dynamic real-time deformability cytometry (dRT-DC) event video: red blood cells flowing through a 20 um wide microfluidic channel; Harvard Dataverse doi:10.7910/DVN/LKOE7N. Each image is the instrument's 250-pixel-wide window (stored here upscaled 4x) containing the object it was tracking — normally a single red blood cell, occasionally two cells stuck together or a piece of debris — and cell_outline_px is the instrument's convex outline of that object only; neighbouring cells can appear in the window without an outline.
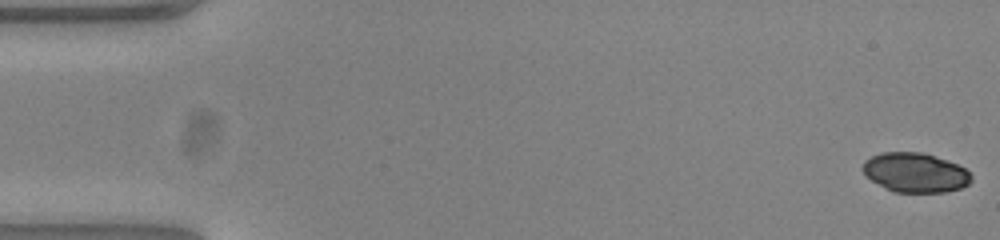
{"species": "common noctule bat (a hibernating species)", "species_latin": "Nyctalus noctula", "temperature_condition": "warm", "stored_images_in_passage": 53, "camera_frame_rate_fps": 3000, "um_per_image_px": 0.085, "animal": {"sex": "female", "body_mass_g": 23.0, "forearm_length_mm": 53.4}, "frame": {"image": 1, "passage_image": 1, "time_ms": 0.0, "image_size_px": [1000, 240], "cell_outline_px": [[972, 180], [968, 184], [960, 188], [944, 192], [892, 192], [884, 188], [864, 176], [860, 168], [864, 160], [880, 152], [920, 152], [956, 164], [964, 168], [972, 176]], "centroid_in_image_um": [77.72, 14.68], "position_along_channel_um": 7.3, "area_um2": 25.03}}
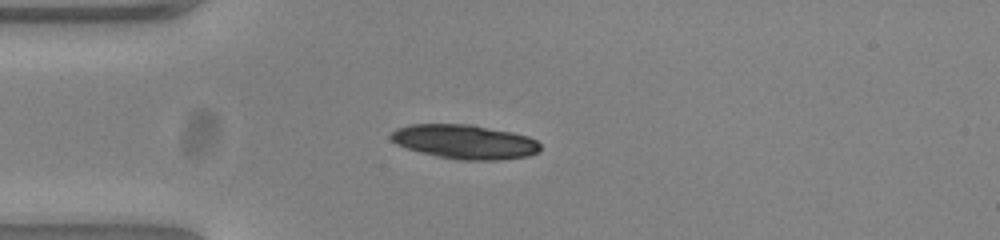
{"frame": {"image": 2, "passage_image": 14, "time_ms": 4.333, "image_size_px": [1000, 240], "cell_outline_px": [[540, 152], [528, 156], [500, 160], [460, 160], [436, 156], [420, 152], [396, 144], [388, 136], [396, 128], [412, 124], [468, 124], [512, 132], [528, 136], [536, 140], [540, 144]], "centroid_in_image_um": [39.51, 12.05], "position_along_channel_um": 45.5, "area_um2": 29.88}}
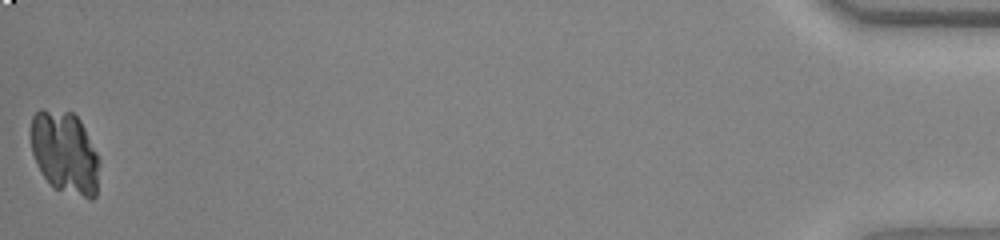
{"frame": {"image": 3, "passage_image": 53, "time_ms": 17.333, "image_size_px": [1000, 240], "cell_outline_px": [[100, 160], [96, 196], [92, 200], [56, 188], [40, 172], [36, 164], [32, 152], [28, 132], [32, 116], [40, 108], [72, 112], [80, 120]], "centroid_in_image_um": [5.48, 12.94], "position_along_channel_um": 429.7, "area_um2": 33.23}}